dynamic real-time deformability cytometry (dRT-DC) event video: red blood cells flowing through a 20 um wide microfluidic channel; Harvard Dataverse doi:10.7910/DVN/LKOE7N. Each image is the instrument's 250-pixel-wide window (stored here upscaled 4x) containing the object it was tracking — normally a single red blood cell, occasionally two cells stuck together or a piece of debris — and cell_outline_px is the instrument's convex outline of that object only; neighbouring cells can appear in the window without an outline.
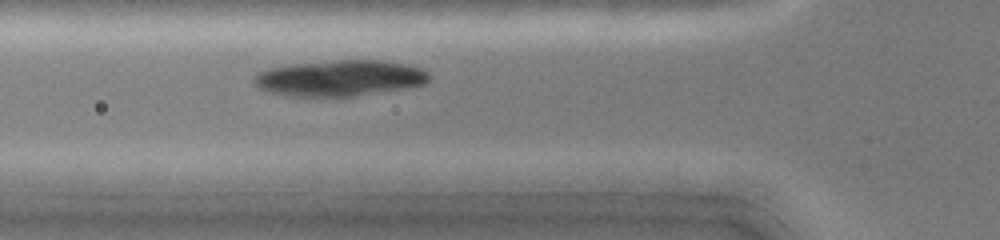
{"species": "common noctule bat (a hibernating species)", "species_latin": "Nyctalus noctula", "temperature_condition": "cold", "stored_images_in_passage": 32, "camera_frame_rate_fps": 3000, "um_per_image_px": 0.085, "animal": {"sex": "female", "body_mass_g": 19.0, "forearm_length_mm": 51.5}, "frame": {"image": 1, "passage_image": 8, "time_ms": 2.333, "image_size_px": [1000, 240], "cell_outline_px": [[432, 76], [424, 84], [408, 88], [352, 96], [284, 96], [268, 92], [256, 88], [252, 84], [252, 76], [256, 72], [268, 68], [292, 64], [340, 60], [380, 60], [408, 64], [420, 68], [428, 72]], "centroid_in_image_um": [28.82, 6.64], "position_along_channel_um": 97.0, "area_um2": 37.17}}
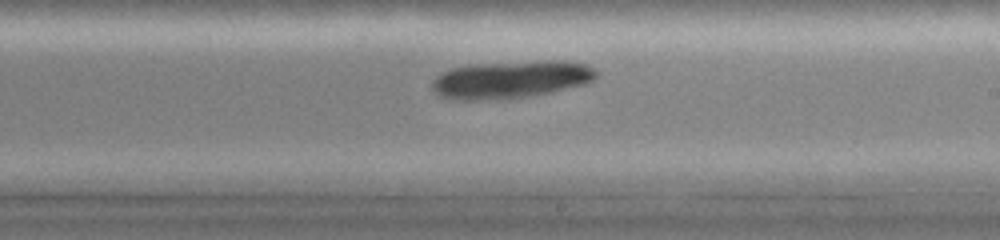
{"frame": {"image": 2, "passage_image": 19, "time_ms": 6.0, "image_size_px": [1000, 240], "cell_outline_px": [[600, 72], [592, 80], [584, 84], [548, 92], [528, 96], [504, 100], [456, 100], [440, 96], [432, 92], [432, 80], [440, 72], [452, 68], [476, 64], [548, 60], [564, 60], [588, 64]], "centroid_in_image_um": [43.4, 6.76], "position_along_channel_um": 245.6, "area_um2": 36.3}}
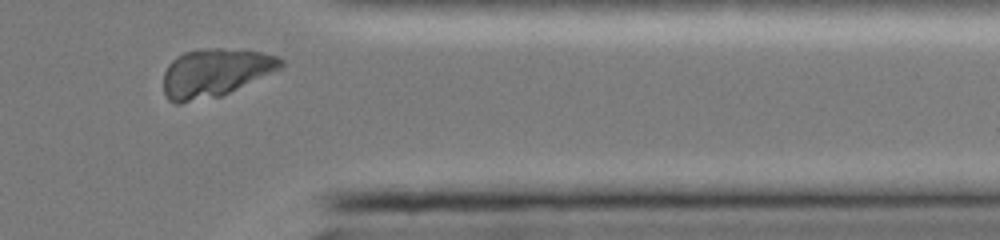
{"frame": {"image": 3, "passage_image": 30, "time_ms": 9.667, "image_size_px": [1000, 240], "cell_outline_px": [[284, 64], [280, 68], [220, 96], [180, 104], [176, 104], [168, 100], [164, 92], [164, 72], [168, 64], [176, 56], [184, 52], [216, 48], [224, 48], [260, 52], [276, 56], [284, 60]], "centroid_in_image_um": [18.23, 6.19], "position_along_channel_um": 393.2, "area_um2": 32.54}}